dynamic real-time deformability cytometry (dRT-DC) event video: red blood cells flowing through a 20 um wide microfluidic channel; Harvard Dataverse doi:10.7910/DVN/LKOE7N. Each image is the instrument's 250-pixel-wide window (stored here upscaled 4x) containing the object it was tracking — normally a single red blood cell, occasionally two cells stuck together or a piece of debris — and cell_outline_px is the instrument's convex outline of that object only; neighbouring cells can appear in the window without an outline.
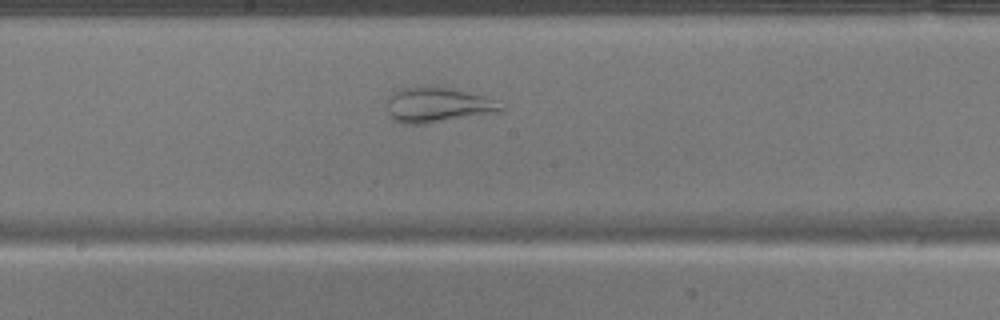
{"species": "common noctule bat (a hibernating species)", "species_latin": "Nyctalus noctula", "temperature_condition": "warm", "stored_images_in_passage": 35, "camera_frame_rate_fps": 3000, "um_per_image_px": 0.085, "animal": {"sex": "male", "body_mass_g": 17.9}, "frame": {"image": 1, "passage_image": 16, "time_ms": 5.0, "image_size_px": [1000, 320], "cell_outline_px": [[508, 108], [504, 112], [420, 124], [400, 124], [392, 120], [388, 116], [388, 96], [392, 92], [404, 88], [428, 84], [468, 92], [484, 96], [496, 100]], "centroid_in_image_um": [37.23, 8.92], "position_along_channel_um": 211.0, "area_um2": 23.93}}